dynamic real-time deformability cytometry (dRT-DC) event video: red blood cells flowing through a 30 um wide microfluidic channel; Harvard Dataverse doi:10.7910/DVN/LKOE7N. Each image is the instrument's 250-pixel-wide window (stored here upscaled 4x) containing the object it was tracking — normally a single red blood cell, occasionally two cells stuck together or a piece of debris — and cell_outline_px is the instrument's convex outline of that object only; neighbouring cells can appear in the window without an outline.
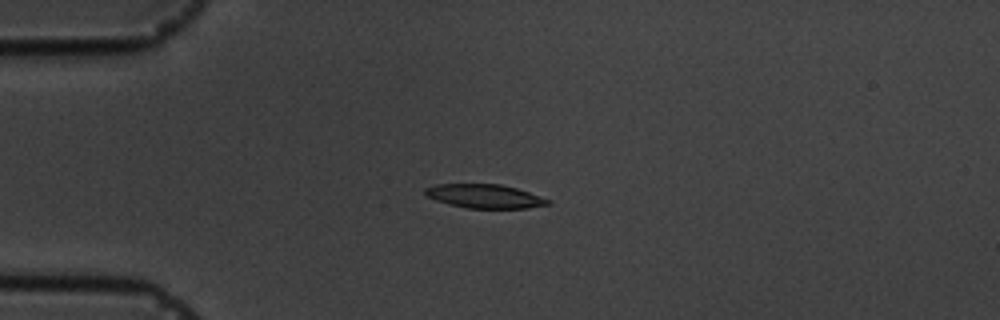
{"species": "common noctule bat (a hibernating species)", "species_latin": "Nyctalus noctula", "temperature_condition": "cold", "stored_images_in_passage": 5, "camera_frame_rate_fps": 3000, "um_per_image_px": 0.085, "animal": {"sex": "male", "body_mass_g": 19.5, "forearm_length_mm": 54.6}, "frame": {"image": 1, "passage_image": 4, "time_ms": 4.333, "image_size_px": [1000, 320], "cell_outline_px": [[552, 204], [528, 208], [468, 208], [448, 204], [424, 196], [424, 188], [436, 184], [500, 184], [516, 188], [552, 200]], "centroid_in_image_um": [41.19, 16.68], "position_along_channel_um": 43.8, "area_um2": 17.17}}